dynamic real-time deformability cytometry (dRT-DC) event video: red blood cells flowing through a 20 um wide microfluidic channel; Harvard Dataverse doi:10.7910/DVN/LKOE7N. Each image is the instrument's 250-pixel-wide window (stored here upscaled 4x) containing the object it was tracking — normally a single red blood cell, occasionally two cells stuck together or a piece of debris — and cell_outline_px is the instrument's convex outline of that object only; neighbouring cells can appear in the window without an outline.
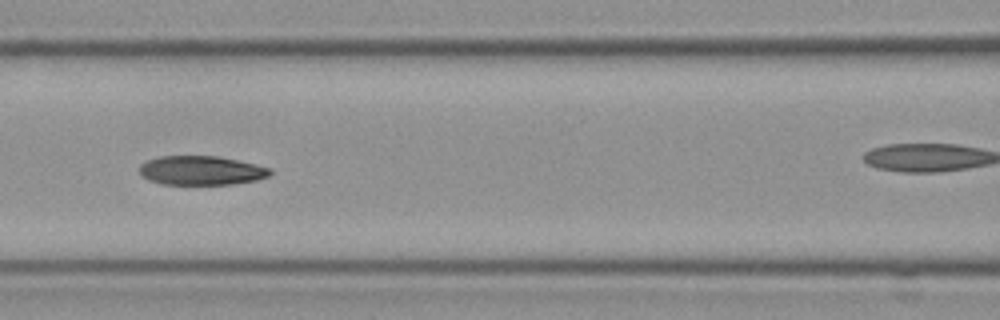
{"species": "Egyptian fruit bat (a non-hibernating species)", "species_latin": "Rousettus aegyptiacus", "temperature_condition": "cold", "stored_images_in_passage": 16, "camera_frame_rate_fps": 3000, "um_per_image_px": 0.085, "frame": {"image": 1, "passage_image": 7, "time_ms": 2.0, "image_size_px": [1000, 320], "cell_outline_px": [[272, 172], [268, 176], [256, 180], [232, 184], [160, 184], [148, 180], [140, 176], [140, 164], [148, 160], [160, 156], [216, 156], [256, 164], [272, 168]], "centroid_in_image_um": [17.09, 14.49], "position_along_channel_um": 149.5, "area_um2": 22.2}}
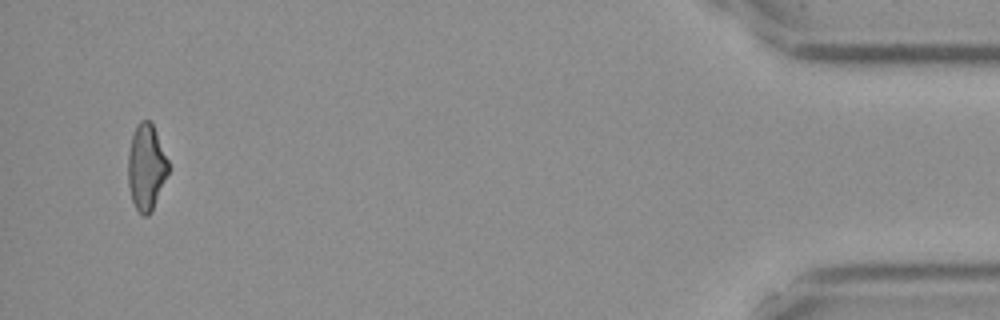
{"frame": {"image": 2, "passage_image": 16, "time_ms": 5.0, "image_size_px": [1000, 320], "cell_outline_px": [[168, 172], [152, 212], [148, 216], [144, 216], [136, 208], [132, 200], [128, 184], [128, 152], [132, 136], [136, 124], [140, 120], [148, 120], [152, 124], [168, 160]], "centroid_in_image_um": [12.42, 14.22], "position_along_channel_um": 422.8, "area_um2": 20.0}}